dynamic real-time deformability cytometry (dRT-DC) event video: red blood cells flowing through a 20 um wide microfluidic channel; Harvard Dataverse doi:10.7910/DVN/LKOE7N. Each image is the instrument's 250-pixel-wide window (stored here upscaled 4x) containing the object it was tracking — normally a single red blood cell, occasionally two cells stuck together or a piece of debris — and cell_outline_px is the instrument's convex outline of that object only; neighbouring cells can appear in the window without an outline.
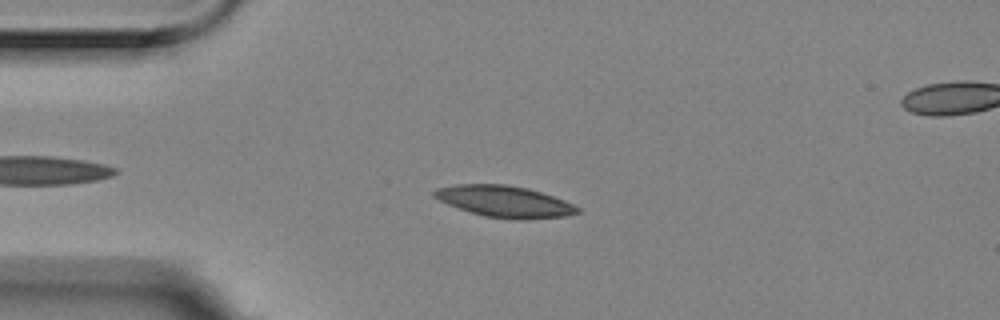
{"species": "Egyptian fruit bat (a non-hibernating species)", "species_latin": "Rousettus aegyptiacus", "temperature_condition": "room temperature", "stored_images_in_passage": 6, "segment_of_instrument_passage": [1, 2], "camera_frame_rate_fps": 3000, "um_per_image_px": 0.085, "animal": {"sex": "female"}, "frame": {"image": 1, "passage_image": 4, "time_ms": 1.0, "image_size_px": [1000, 320], "cell_outline_px": [[580, 212], [568, 216], [528, 220], [484, 216], [448, 204], [432, 196], [432, 192], [436, 188], [456, 184], [504, 184], [528, 188], [564, 200], [580, 208]], "centroid_in_image_um": [42.9, 17.12], "position_along_channel_um": 42.1, "area_um2": 26.13}}